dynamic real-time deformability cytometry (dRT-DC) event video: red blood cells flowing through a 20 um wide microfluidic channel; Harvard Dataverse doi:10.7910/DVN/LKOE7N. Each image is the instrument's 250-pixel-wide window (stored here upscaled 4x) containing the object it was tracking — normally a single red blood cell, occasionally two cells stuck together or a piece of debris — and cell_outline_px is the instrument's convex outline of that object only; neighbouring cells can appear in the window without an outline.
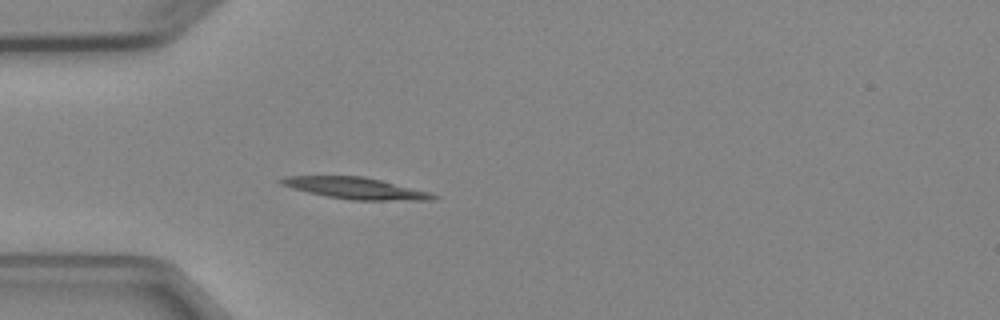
{"species": "Egyptian fruit bat (a non-hibernating species)", "species_latin": "Rousettus aegyptiacus", "temperature_condition": "cold", "stored_images_in_passage": 3, "camera_frame_rate_fps": 3000, "um_per_image_px": 0.085, "animal": {"sex": "female"}, "frame": {"image": 1, "passage_image": 3, "time_ms": 3.333, "image_size_px": [1000, 320], "cell_outline_px": [[440, 196], [436, 200], [352, 200], [328, 196], [308, 192], [292, 188], [280, 184], [276, 180], [284, 176], [364, 176], [428, 192]], "centroid_in_image_um": [30.19, 15.99], "position_along_channel_um": 54.8, "area_um2": 18.9}}